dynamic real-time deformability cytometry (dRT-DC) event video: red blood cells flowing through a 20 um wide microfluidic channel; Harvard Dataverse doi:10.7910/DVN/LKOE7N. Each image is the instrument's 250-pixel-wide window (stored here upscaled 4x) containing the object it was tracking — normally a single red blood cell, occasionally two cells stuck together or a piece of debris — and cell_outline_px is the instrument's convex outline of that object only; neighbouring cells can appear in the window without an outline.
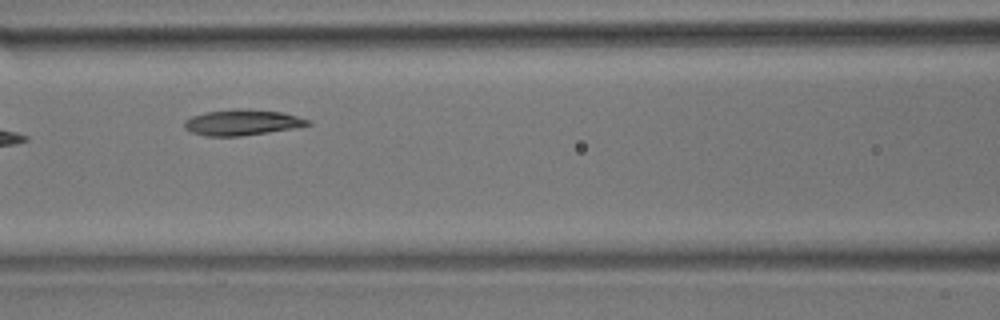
{"species": "common noctule bat (a hibernating species)", "species_latin": "Nyctalus noctula", "temperature_condition": "room temperature", "stored_images_in_passage": 6, "camera_frame_rate_fps": 3000, "um_per_image_px": 0.085, "animal": {"sex": "male", "body_mass_g": 17.9}, "frame": {"image": 1, "passage_image": 6, "time_ms": 1.667, "image_size_px": [1000, 320], "cell_outline_px": [[312, 124], [292, 128], [268, 132], [240, 136], [204, 136], [192, 132], [184, 128], [184, 120], [192, 116], [204, 112], [236, 108], [280, 112], [312, 120]], "centroid_in_image_um": [20.54, 10.4], "position_along_channel_um": 146.1, "area_um2": 18.44}}